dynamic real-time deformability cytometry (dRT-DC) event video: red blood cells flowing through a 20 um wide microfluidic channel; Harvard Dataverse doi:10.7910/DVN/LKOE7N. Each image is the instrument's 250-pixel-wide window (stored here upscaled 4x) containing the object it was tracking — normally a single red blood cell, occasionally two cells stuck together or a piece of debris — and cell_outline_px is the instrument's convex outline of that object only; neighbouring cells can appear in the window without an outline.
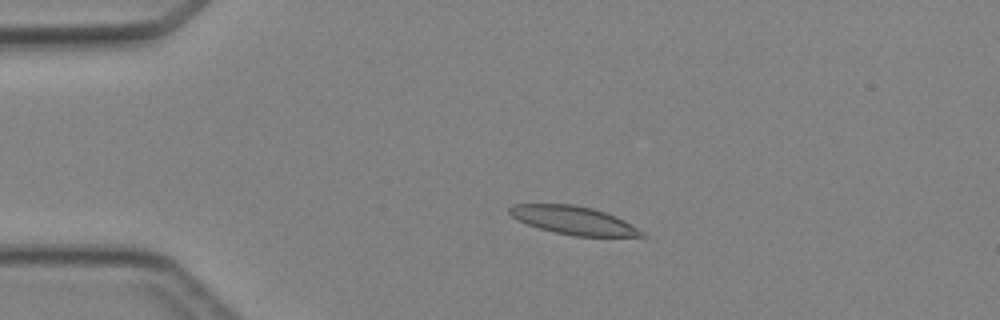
{"species": "Egyptian fruit bat (a non-hibernating species)", "species_latin": "Rousettus aegyptiacus", "temperature_condition": "cold", "stored_images_in_passage": 4, "camera_frame_rate_fps": 3000, "um_per_image_px": 0.085, "animal": {"sex": "female"}, "frame": {"image": 1, "passage_image": 3, "time_ms": 3.0, "image_size_px": [1000, 320], "cell_outline_px": [[648, 236], [572, 236], [540, 228], [528, 224], [512, 216], [508, 212], [508, 208], [512, 204], [572, 204], [592, 208], [616, 216], [624, 220], [644, 232]], "centroid_in_image_um": [48.75, 18.72], "position_along_channel_um": 36.2, "area_um2": 21.5}}